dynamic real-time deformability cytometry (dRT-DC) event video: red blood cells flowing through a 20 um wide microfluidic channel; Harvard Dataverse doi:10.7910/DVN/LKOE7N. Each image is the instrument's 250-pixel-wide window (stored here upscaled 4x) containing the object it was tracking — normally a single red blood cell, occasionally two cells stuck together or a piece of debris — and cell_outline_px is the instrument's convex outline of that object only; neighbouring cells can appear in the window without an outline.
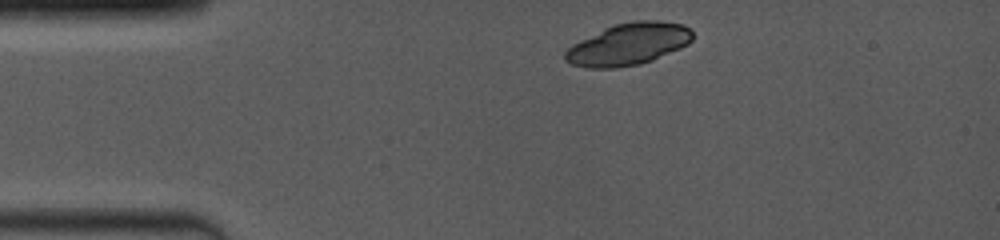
{"species": "common noctule bat (a hibernating species)", "species_latin": "Nyctalus noctula", "temperature_condition": "room temperature", "stored_images_in_passage": 2, "camera_frame_rate_fps": 4000, "um_per_image_px": 0.085, "animal": {"sex": "female", "body_mass_g": 19.0, "forearm_length_mm": 53.3}, "frame": {"image": 1, "passage_image": 1, "time_ms": 0.0, "image_size_px": [1000, 240], "cell_outline_px": [[692, 40], [688, 44], [680, 48], [652, 60], [640, 64], [616, 68], [588, 68], [572, 64], [564, 60], [564, 52], [572, 44], [604, 28], [616, 24], [632, 20], [656, 20], [684, 24], [692, 32]], "centroid_in_image_um": [53.41, 3.75], "position_along_channel_um": 31.6, "area_um2": 31.15}}